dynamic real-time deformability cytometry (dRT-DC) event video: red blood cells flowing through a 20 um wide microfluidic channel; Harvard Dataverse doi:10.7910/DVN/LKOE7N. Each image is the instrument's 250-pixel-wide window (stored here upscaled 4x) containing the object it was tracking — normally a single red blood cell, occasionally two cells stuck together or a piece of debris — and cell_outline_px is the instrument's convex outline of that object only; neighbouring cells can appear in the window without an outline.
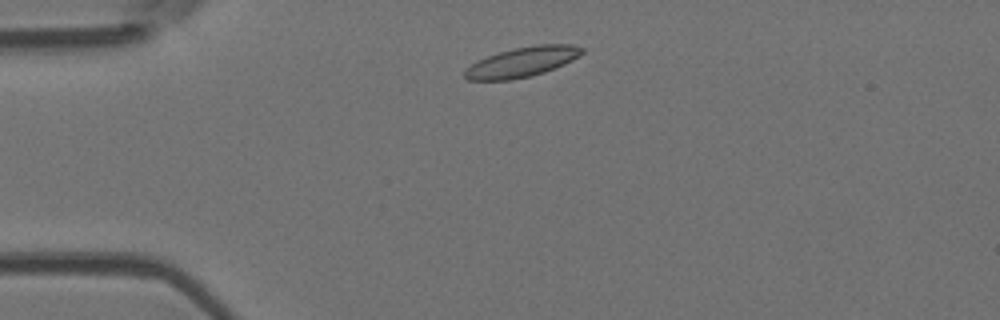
{"species": "Egyptian fruit bat (a non-hibernating species)", "species_latin": "Rousettus aegyptiacus", "temperature_condition": "room temperature", "stored_images_in_passage": 2, "camera_frame_rate_fps": 3000, "um_per_image_px": 0.085, "animal": {"sex": "female"}, "frame": {"image": 1, "passage_image": 1, "time_ms": 0.0, "image_size_px": [1000, 320], "cell_outline_px": [[584, 52], [580, 56], [564, 64], [544, 72], [532, 76], [512, 80], [468, 80], [464, 76], [464, 68], [476, 60], [500, 52], [516, 48], [536, 44], [572, 44], [584, 48]], "centroid_in_image_um": [44.37, 5.27], "position_along_channel_um": 40.6, "area_um2": 20.58}}